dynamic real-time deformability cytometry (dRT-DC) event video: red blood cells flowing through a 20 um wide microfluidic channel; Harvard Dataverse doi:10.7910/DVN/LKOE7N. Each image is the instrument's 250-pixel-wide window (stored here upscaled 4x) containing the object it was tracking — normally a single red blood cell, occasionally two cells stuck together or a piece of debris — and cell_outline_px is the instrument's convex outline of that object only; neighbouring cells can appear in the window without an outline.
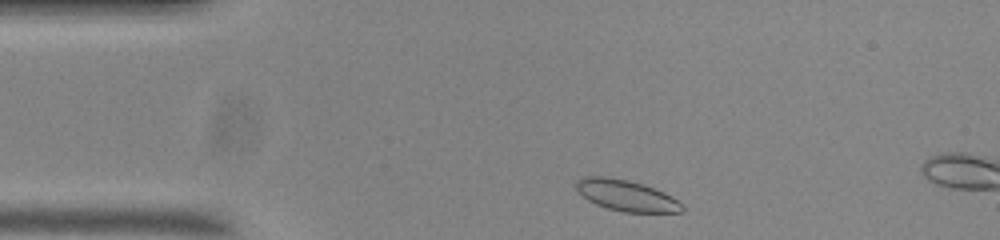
{"species": "common noctule bat (a hibernating species)", "species_latin": "Nyctalus noctula", "temperature_condition": "room temperature", "stored_images_in_passage": 6, "camera_frame_rate_fps": 3000, "um_per_image_px": 0.085, "animal": {"sex": "male", "body_mass_g": 20.0, "forearm_length_mm": 53.3}, "frame": {"image": 1, "passage_image": 2, "time_ms": 0.333, "image_size_px": [1000, 240], "cell_outline_px": [[684, 212], [624, 212], [608, 208], [596, 204], [588, 200], [576, 188], [576, 180], [584, 176], [604, 176], [628, 180], [644, 184], [664, 192], [676, 200], [684, 208]], "centroid_in_image_um": [53.22, 16.61], "position_along_channel_um": 31.8, "area_um2": 18.96}}